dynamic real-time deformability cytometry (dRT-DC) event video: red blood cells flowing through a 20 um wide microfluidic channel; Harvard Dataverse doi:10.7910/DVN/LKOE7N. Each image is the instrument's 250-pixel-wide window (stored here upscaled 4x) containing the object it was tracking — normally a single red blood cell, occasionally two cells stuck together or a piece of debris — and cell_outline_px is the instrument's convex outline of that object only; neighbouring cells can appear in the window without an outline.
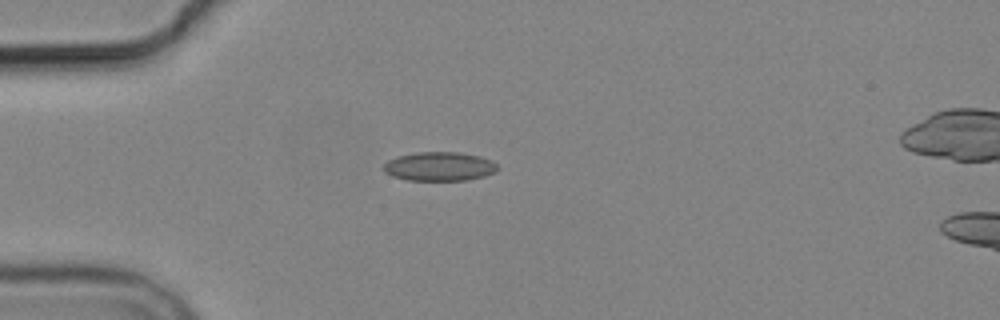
{"species": "common noctule bat (a hibernating species)", "species_latin": "Nyctalus noctula", "temperature_condition": "cold", "stored_images_in_passage": 3, "camera_frame_rate_fps": 3000, "um_per_image_px": 0.085, "animal": {"sex": "male", "body_mass_g": 19.2, "forearm_length_mm": 51.8}, "frame": {"image": 1, "passage_image": 1, "time_ms": 0.0, "image_size_px": [1000, 320], "cell_outline_px": [[496, 172], [484, 176], [468, 180], [408, 180], [392, 176], [384, 172], [380, 168], [388, 160], [396, 156], [416, 152], [460, 152], [480, 156], [492, 160], [496, 164]], "centroid_in_image_um": [37.31, 14.14], "position_along_channel_um": 47.7, "area_um2": 19.42}}
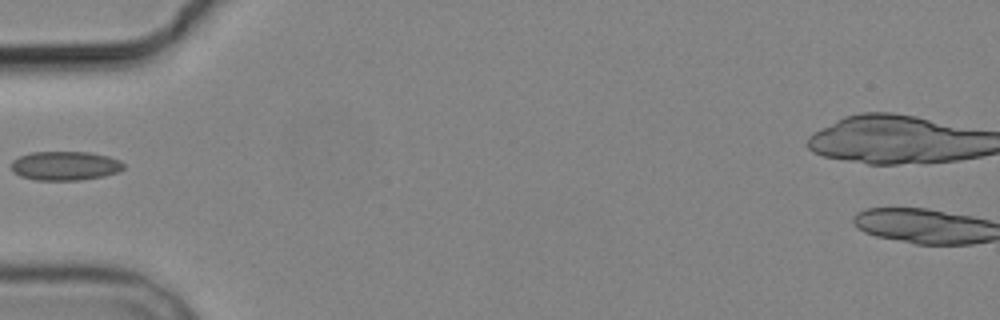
{"frame": {"image": 2, "passage_image": 2, "time_ms": 1.333, "image_size_px": [1000, 320], "cell_outline_px": [[124, 168], [116, 172], [104, 176], [80, 180], [36, 180], [20, 176], [12, 172], [12, 160], [20, 156], [32, 152], [88, 152], [108, 156], [120, 160], [124, 164]], "centroid_in_image_um": [5.52, 14.09], "position_along_channel_um": 79.5, "area_um2": 19.02}}
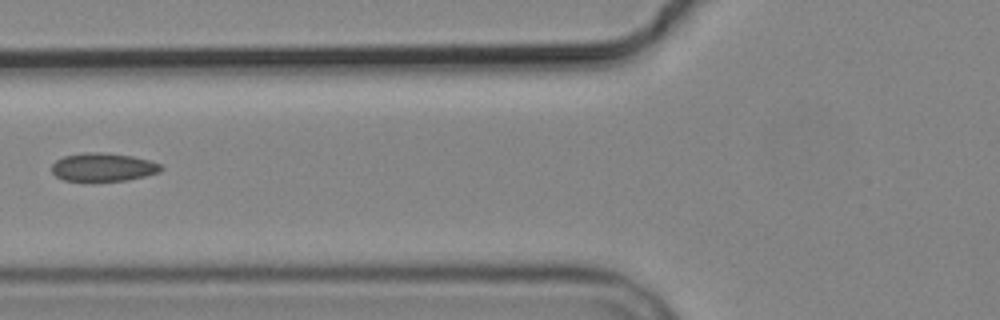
{"frame": {"image": 3, "passage_image": 3, "time_ms": 2.333, "image_size_px": [1000, 320], "cell_outline_px": [[164, 168], [160, 172], [128, 180], [64, 180], [56, 176], [52, 172], [52, 164], [56, 160], [64, 156], [84, 152], [104, 152], [132, 156], [148, 160], [160, 164]], "centroid_in_image_um": [8.77, 14.19], "position_along_channel_um": 117.0, "area_um2": 17.86}}